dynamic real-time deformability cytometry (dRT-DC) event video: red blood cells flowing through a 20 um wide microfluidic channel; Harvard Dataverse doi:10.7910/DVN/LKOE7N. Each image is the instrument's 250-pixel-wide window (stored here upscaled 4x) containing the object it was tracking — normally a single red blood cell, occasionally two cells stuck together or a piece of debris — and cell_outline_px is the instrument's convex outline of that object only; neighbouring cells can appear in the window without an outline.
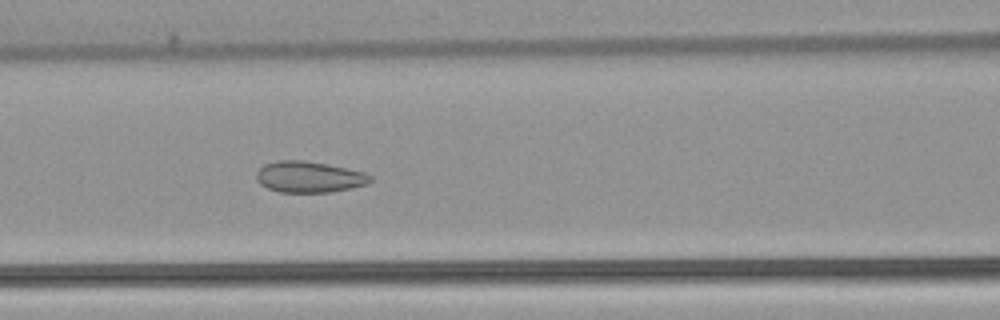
{"species": "common noctule bat (a hibernating species)", "species_latin": "Nyctalus noctula", "temperature_condition": "warm", "stored_images_in_passage": 53, "camera_frame_rate_fps": 3000, "um_per_image_px": 0.085, "animal": {"sex": "female", "body_mass_g": 22.7, "forearm_length_mm": 54.2}, "frame": {"image": 1, "passage_image": 23, "time_ms": 7.333, "image_size_px": [1000, 320], "cell_outline_px": [[372, 180], [368, 184], [352, 188], [332, 192], [280, 192], [268, 188], [260, 184], [256, 180], [256, 172], [264, 164], [276, 160], [304, 160], [348, 168], [364, 172], [372, 176]], "centroid_in_image_um": [26.28, 15.03], "position_along_channel_um": 140.3, "area_um2": 20.87}}
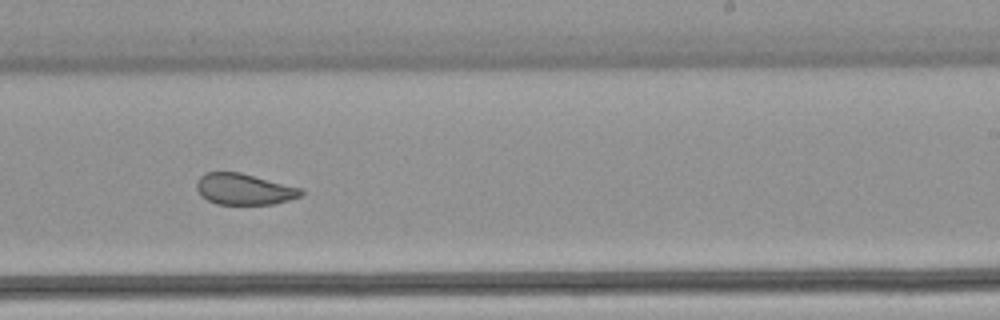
{"frame": {"image": 2, "passage_image": 33, "time_ms": 10.667, "image_size_px": [1000, 320], "cell_outline_px": [[304, 192], [300, 196], [288, 200], [272, 204], [216, 204], [200, 196], [196, 188], [196, 184], [200, 176], [204, 172], [240, 172], [300, 188]], "centroid_in_image_um": [20.69, 16.08], "position_along_channel_um": 268.3, "area_um2": 18.84}}
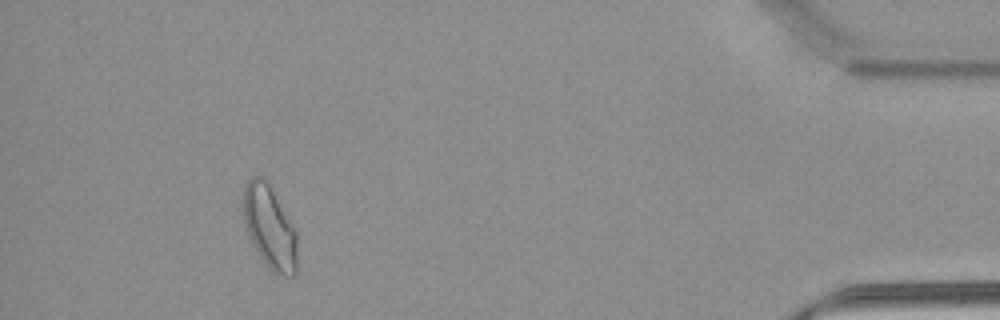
{"frame": {"image": 3, "passage_image": 49, "time_ms": 16.0, "image_size_px": [1000, 320], "cell_outline_px": [[296, 272], [292, 276], [284, 276], [272, 272], [268, 268], [260, 256], [248, 232], [240, 212], [244, 188], [248, 180], [252, 176], [260, 176], [268, 184], [296, 228]], "centroid_in_image_um": [22.9, 19.31], "position_along_channel_um": 412.3, "area_um2": 26.07}, "authors_computed_cell_mechanics": {"area_um2": 23.7558, "velocity_mm_per_s": 3.8528, "shape_relaxation_time_tau1_ms": null, "shape_relaxation_time_tau2_ms": 1.4744, "deformation_change_tau1": null, "deformation_change_tau2": 0.0729}}